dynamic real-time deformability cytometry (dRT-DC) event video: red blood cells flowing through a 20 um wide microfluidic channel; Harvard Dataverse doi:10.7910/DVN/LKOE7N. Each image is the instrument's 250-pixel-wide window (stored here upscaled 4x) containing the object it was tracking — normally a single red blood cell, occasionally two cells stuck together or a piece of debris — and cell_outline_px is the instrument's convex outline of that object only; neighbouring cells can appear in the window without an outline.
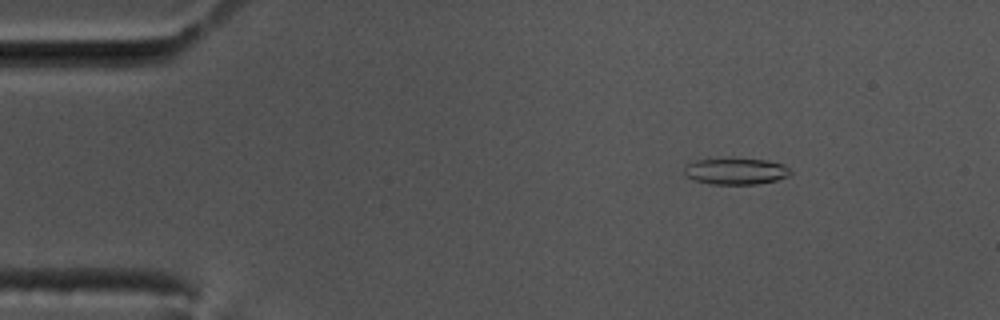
{"species": "common noctule bat (a hibernating species)", "species_latin": "Nyctalus noctula", "temperature_condition": "cold", "stored_images_in_passage": 12, "camera_frame_rate_fps": 3000, "um_per_image_px": 0.085, "animal": {"sex": "male", "body_mass_g": 17.5, "forearm_length_mm": 52.3}, "frame": {"image": 1, "passage_image": 7, "time_ms": 2.0, "image_size_px": [1000, 320], "cell_outline_px": [[792, 172], [788, 176], [776, 180], [756, 184], [708, 184], [696, 180], [688, 176], [684, 172], [684, 168], [688, 164], [696, 160], [764, 160], [784, 164]], "centroid_in_image_um": [62.57, 14.58], "position_along_channel_um": 22.4, "area_um2": 15.78}}